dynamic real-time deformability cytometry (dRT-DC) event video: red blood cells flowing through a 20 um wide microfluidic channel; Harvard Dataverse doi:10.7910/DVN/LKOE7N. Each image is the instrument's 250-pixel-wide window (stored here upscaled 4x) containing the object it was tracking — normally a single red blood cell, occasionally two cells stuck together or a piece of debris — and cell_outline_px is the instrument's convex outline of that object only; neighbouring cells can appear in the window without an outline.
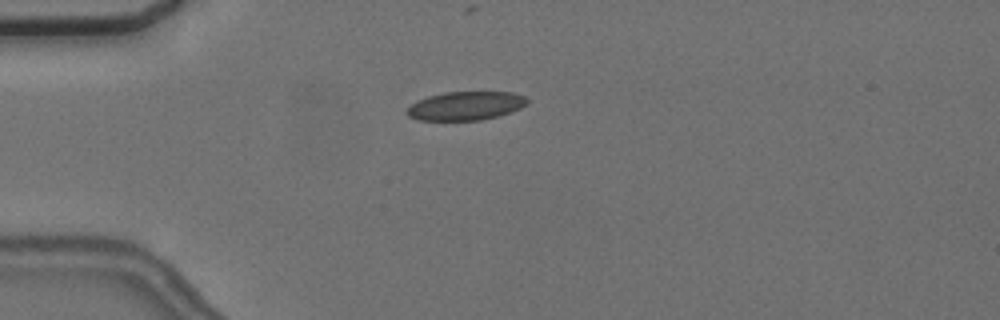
{"species": "common noctule bat (a hibernating species)", "species_latin": "Nyctalus noctula", "temperature_condition": "cold", "stored_images_in_passage": 6, "camera_frame_rate_fps": 3000, "um_per_image_px": 0.085, "animal": {"sex": "female", "body_mass_g": 24.6, "forearm_length_mm": 56.2}, "frame": {"image": 1, "passage_image": 4, "time_ms": 3.667, "image_size_px": [1000, 320], "cell_outline_px": [[528, 104], [512, 112], [480, 120], [416, 120], [408, 116], [404, 112], [416, 100], [428, 96], [444, 92], [512, 92], [524, 96], [528, 100]], "centroid_in_image_um": [39.56, 8.99], "position_along_channel_um": 45.4, "area_um2": 20.17}}